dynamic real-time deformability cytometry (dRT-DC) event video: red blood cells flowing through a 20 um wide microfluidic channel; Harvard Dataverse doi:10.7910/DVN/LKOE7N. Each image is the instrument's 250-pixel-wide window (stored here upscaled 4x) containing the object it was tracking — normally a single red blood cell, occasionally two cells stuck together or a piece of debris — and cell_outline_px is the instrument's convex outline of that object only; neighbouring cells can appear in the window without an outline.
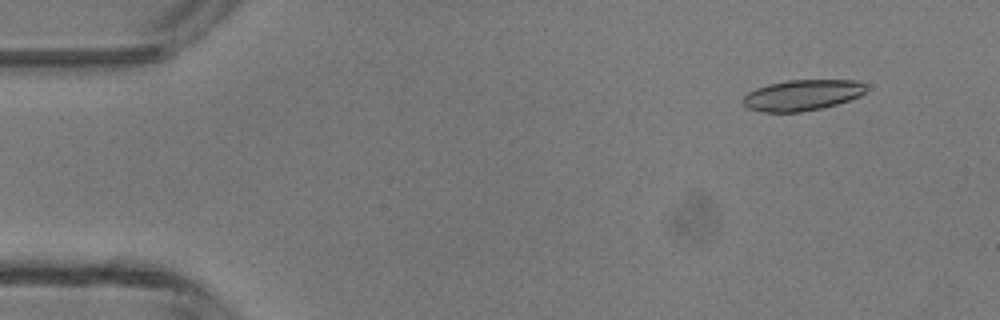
{"species": "common noctule bat (a hibernating species)", "species_latin": "Nyctalus noctula", "temperature_condition": "room temperature", "stored_images_in_passage": 43, "camera_frame_rate_fps": 3000, "um_per_image_px": 0.085, "animal": {"sex": "male", "body_mass_g": 13.3}, "frame": {"image": 1, "passage_image": 1, "time_ms": 0.0, "image_size_px": [1000, 320], "cell_outline_px": [[864, 92], [860, 96], [836, 104], [820, 108], [800, 112], [764, 112], [748, 108], [744, 104], [744, 96], [748, 92], [756, 88], [768, 84], [788, 80], [856, 80], [864, 84]], "centroid_in_image_um": [68.17, 8.08], "position_along_channel_um": 16.8, "area_um2": 21.85}}
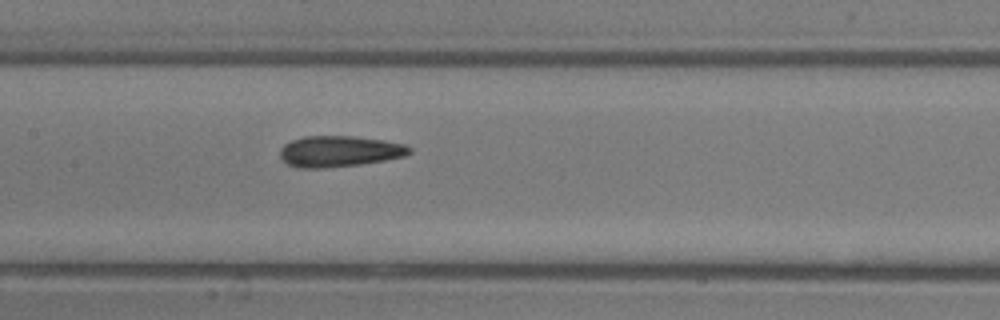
{"frame": {"image": 2, "passage_image": 19, "time_ms": 6.0, "image_size_px": [1000, 320], "cell_outline_px": [[412, 152], [404, 156], [384, 160], [360, 164], [324, 168], [300, 168], [288, 164], [280, 156], [280, 148], [284, 144], [292, 140], [304, 136], [352, 136], [384, 140], [404, 144], [412, 148]], "centroid_in_image_um": [28.84, 12.86], "position_along_channel_um": 178.6, "area_um2": 23.35}}
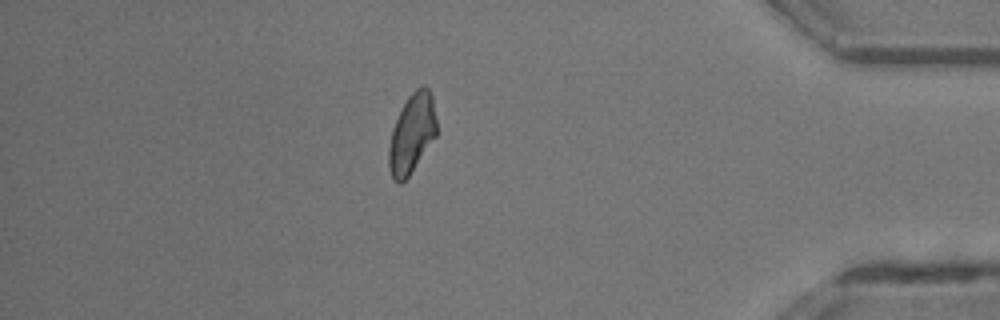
{"frame": {"image": 3, "passage_image": 37, "time_ms": 12.0, "image_size_px": [1000, 320], "cell_outline_px": [[436, 136], [408, 176], [400, 184], [392, 176], [388, 164], [388, 148], [392, 128], [408, 96], [420, 84], [424, 84], [428, 88], [432, 96], [436, 120]], "centroid_in_image_um": [35.01, 11.31], "position_along_channel_um": 400.2, "area_um2": 21.85}, "authors_computed_cell_mechanics": {"area_um2": 22.6576, "velocity_mm_per_s": 4.3881, "shape_relaxation_time_tau1_ms": 8.2924, "shape_relaxation_time_tau2_ms": 2.3544, "deformation_change_tau1": 0.1666, "deformation_change_tau2": 0.0947}}